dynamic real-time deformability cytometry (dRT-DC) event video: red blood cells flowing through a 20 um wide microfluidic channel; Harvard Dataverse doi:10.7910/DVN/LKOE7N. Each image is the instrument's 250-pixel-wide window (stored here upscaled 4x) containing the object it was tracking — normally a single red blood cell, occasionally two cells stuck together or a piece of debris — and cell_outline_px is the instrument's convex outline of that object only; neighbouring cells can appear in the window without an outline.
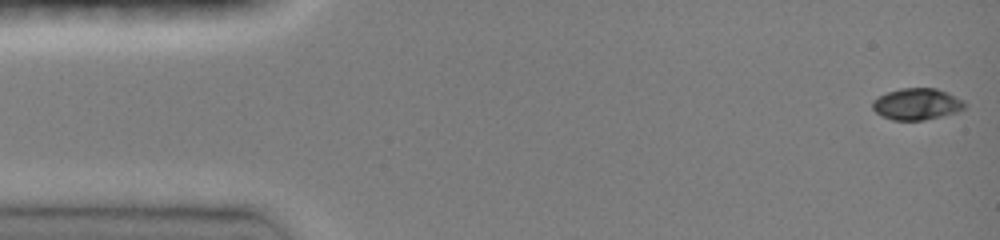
{"species": "common noctule bat (a hibernating species)", "species_latin": "Nyctalus noctula", "temperature_condition": "room temperature", "stored_images_in_passage": 47, "camera_frame_rate_fps": 3000, "um_per_image_px": 0.085, "animal": {"sex": "female", "body_mass_g": 19.0, "forearm_length_mm": 51.5}, "frame": {"image": 1, "passage_image": 1, "time_ms": 0.0, "image_size_px": [1000, 240], "cell_outline_px": [[968, 104], [964, 108], [956, 112], [924, 120], [892, 120], [880, 116], [872, 108], [872, 100], [888, 92], [900, 88], [936, 88], [948, 92], [964, 100]], "centroid_in_image_um": [77.94, 8.84], "position_along_channel_um": 7.1, "area_um2": 17.05}}
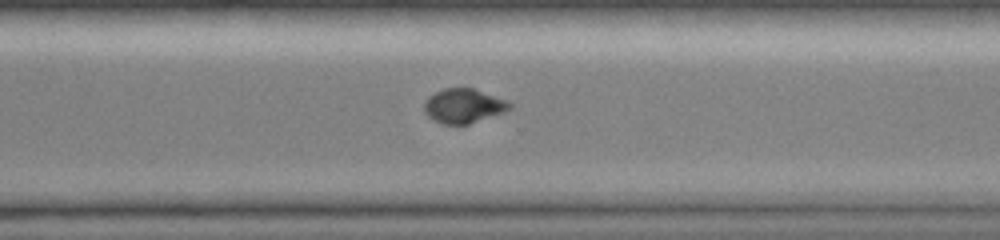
{"frame": {"image": 2, "passage_image": 34, "time_ms": 11.0, "image_size_px": [1000, 240], "cell_outline_px": [[512, 108], [504, 112], [468, 124], [444, 124], [432, 120], [424, 112], [424, 100], [428, 96], [444, 88], [472, 88], [508, 100], [512, 104]], "centroid_in_image_um": [39.39, 9.0], "position_along_channel_um": 331.2, "area_um2": 17.17}}
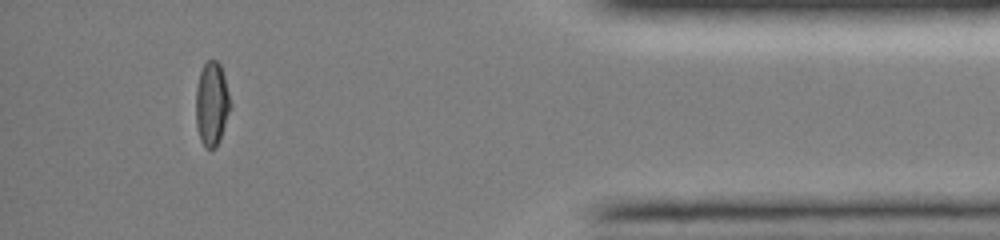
{"frame": {"image": 3, "passage_image": 43, "time_ms": 14.0, "image_size_px": [1000, 240], "cell_outline_px": [[232, 104], [220, 140], [216, 148], [208, 148], [200, 140], [196, 124], [196, 88], [200, 72], [204, 64], [208, 60], [216, 60], [220, 64], [224, 76]], "centroid_in_image_um": [18.01, 8.83], "position_along_channel_um": 417.2, "area_um2": 16.88}, "authors_computed_cell_mechanics": {"area_um2": 17.6868, "velocity_mm_per_s": 4.0521, "shape_relaxation_time_tau1_ms": 3.8097, "shape_relaxation_time_tau2_ms": 6.9733, "deformation_change_tau1": 0.1551, "deformation_change_tau2": 0.0727}}